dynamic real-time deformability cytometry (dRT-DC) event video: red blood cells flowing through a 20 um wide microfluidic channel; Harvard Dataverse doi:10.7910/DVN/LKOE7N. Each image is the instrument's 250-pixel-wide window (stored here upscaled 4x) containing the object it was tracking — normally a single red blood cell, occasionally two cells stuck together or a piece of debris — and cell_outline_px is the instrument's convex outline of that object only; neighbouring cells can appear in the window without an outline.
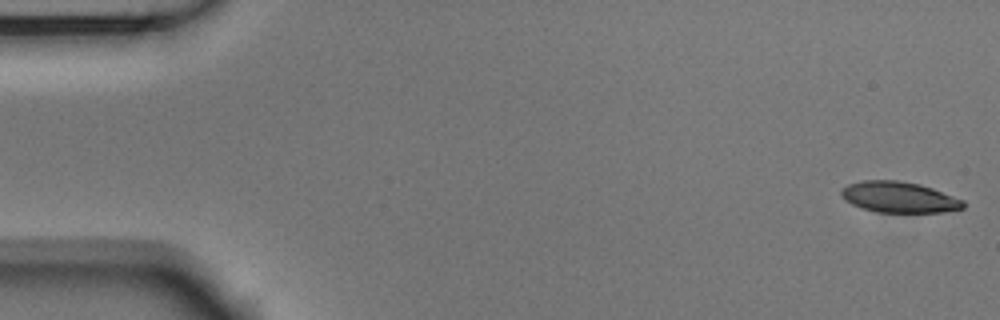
{"species": "Egyptian fruit bat (a non-hibernating species)", "species_latin": "Rousettus aegyptiacus", "temperature_condition": "room temperature", "stored_images_in_passage": 54, "camera_frame_rate_fps": 3000, "um_per_image_px": 0.085, "animal": {"sex": "male"}, "frame": {"image": 1, "passage_image": 1, "time_ms": 0.0, "image_size_px": [1000, 320], "cell_outline_px": [[964, 208], [940, 212], [876, 212], [852, 204], [844, 200], [840, 196], [840, 192], [848, 184], [864, 180], [900, 180], [920, 184], [932, 188], [964, 200]], "centroid_in_image_um": [76.41, 16.75], "position_along_channel_um": 8.6, "area_um2": 21.91}}
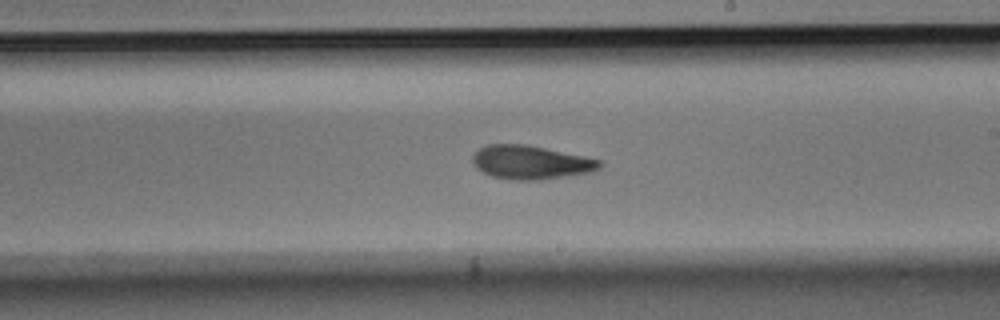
{"frame": {"image": 2, "passage_image": 31, "time_ms": 10.0, "image_size_px": [1000, 320], "cell_outline_px": [[604, 164], [600, 168], [592, 172], [540, 180], [512, 180], [492, 176], [476, 168], [472, 164], [472, 156], [480, 148], [488, 144], [528, 144], [584, 156], [600, 160]], "centroid_in_image_um": [45.12, 13.8], "position_along_channel_um": 243.9, "area_um2": 25.09}}
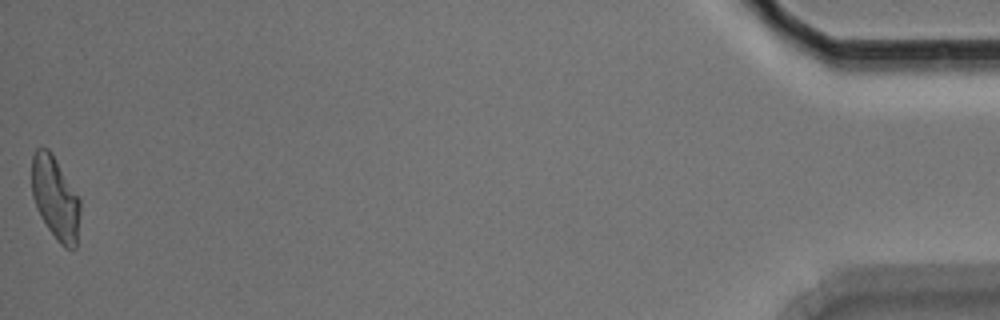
{"frame": {"image": 3, "passage_image": 54, "time_ms": 17.667, "image_size_px": [1000, 320], "cell_outline_px": [[80, 212], [76, 248], [64, 248], [56, 240], [40, 216], [36, 208], [32, 196], [32, 156], [36, 148], [48, 148], [52, 152], [80, 200]], "centroid_in_image_um": [4.69, 16.84], "position_along_channel_um": 430.5, "area_um2": 23.41}, "authors_computed_cell_mechanics": {"area_um2": 24.0448, "velocity_mm_per_s": 3.6946, "shape_relaxation_time_tau1_ms": 4.4573, "shape_relaxation_time_tau2_ms": 3.1247, "deformation_change_tau1": 0.1462, "deformation_change_tau2": 0.103}}